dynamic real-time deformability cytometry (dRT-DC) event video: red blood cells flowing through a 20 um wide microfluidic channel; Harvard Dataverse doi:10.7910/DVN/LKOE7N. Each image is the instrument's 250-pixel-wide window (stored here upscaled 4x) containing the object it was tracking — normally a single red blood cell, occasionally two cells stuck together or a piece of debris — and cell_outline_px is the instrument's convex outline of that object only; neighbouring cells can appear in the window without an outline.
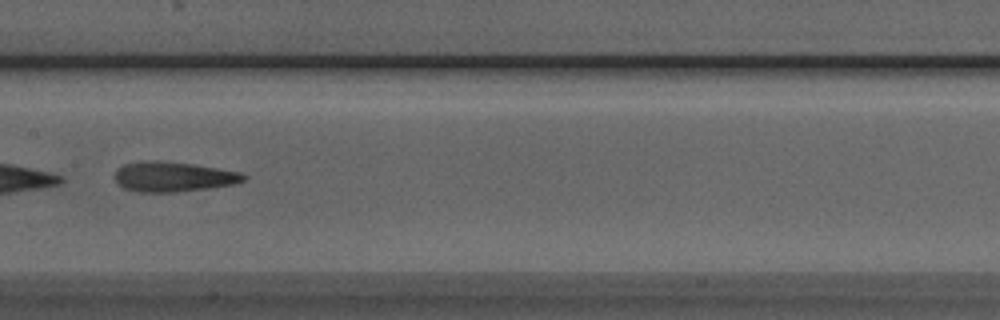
{"species": "Egyptian fruit bat (a non-hibernating species)", "species_latin": "Rousettus aegyptiacus", "temperature_condition": "room temperature", "stored_images_in_passage": 31, "camera_frame_rate_fps": 3000, "um_per_image_px": 0.085, "animal": {"sex": "male"}, "frame": {"image": 1, "passage_image": 10, "time_ms": 3.0, "image_size_px": [1000, 320], "cell_outline_px": [[248, 176], [244, 180], [232, 184], [208, 188], [176, 192], [140, 192], [124, 188], [116, 180], [116, 168], [124, 164], [192, 164], [240, 172]], "centroid_in_image_um": [14.79, 15.08], "position_along_channel_um": 192.6, "area_um2": 21.15}}